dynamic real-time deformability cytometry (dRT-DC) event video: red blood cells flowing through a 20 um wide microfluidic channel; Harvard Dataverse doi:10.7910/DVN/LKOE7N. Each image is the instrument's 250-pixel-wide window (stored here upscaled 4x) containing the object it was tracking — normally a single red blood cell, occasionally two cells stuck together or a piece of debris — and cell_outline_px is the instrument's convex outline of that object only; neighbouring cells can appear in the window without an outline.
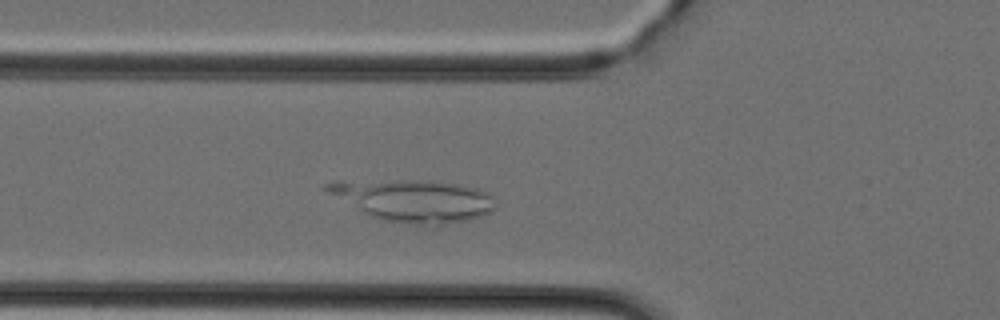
{"species": "Egyptian fruit bat (a non-hibernating species)", "species_latin": "Rousettus aegyptiacus", "temperature_condition": "cold", "stored_images_in_passage": 17, "camera_frame_rate_fps": 3000, "um_per_image_px": 0.085, "animal": {"sex": "female"}, "frame": {"image": 1, "passage_image": 4, "time_ms": 1.0, "image_size_px": [1000, 320], "cell_outline_px": [[496, 208], [492, 212], [468, 220], [436, 228], [424, 228], [384, 220], [372, 216], [364, 212], [328, 192], [324, 188], [324, 184], [332, 180], [424, 180], [460, 184], [476, 188], [492, 196]], "centroid_in_image_um": [35.2, 17.07], "position_along_channel_um": 90.6, "area_um2": 42.08}}